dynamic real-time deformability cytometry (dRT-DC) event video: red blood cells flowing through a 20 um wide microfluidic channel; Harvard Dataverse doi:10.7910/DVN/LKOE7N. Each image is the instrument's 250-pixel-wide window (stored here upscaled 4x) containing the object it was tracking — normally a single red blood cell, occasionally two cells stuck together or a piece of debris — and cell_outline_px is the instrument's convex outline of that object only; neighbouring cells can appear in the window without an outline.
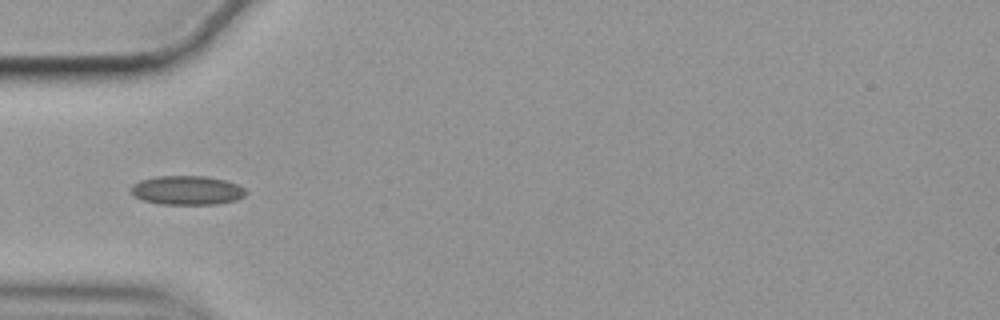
{"species": "common noctule bat (a hibernating species)", "species_latin": "Nyctalus noctula", "temperature_condition": "cold", "stored_images_in_passage": 5, "camera_frame_rate_fps": 3000, "um_per_image_px": 0.085, "animal": {"sex": "female", "body_mass_g": 19.9}, "frame": {"image": 1, "passage_image": 1, "time_ms": 0.0, "image_size_px": [1000, 320], "cell_outline_px": [[248, 192], [244, 196], [236, 200], [216, 204], [160, 204], [144, 200], [132, 196], [128, 188], [132, 184], [140, 180], [156, 176], [208, 176], [228, 180], [244, 188]], "centroid_in_image_um": [15.87, 16.16], "position_along_channel_um": 69.1, "area_um2": 19.77}}